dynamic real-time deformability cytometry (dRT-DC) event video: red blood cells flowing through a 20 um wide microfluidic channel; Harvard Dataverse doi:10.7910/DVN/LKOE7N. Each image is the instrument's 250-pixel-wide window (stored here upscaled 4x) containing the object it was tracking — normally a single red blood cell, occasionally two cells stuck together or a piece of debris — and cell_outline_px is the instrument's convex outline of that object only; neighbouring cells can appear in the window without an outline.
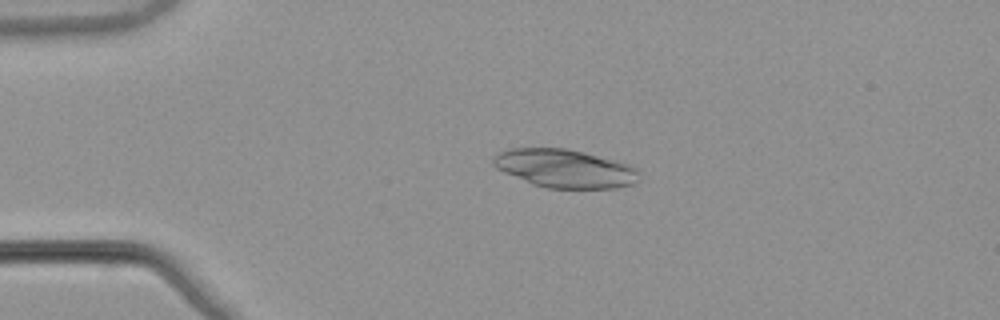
{"species": "common noctule bat (a hibernating species)", "species_latin": "Nyctalus noctula", "temperature_condition": "warm", "stored_images_in_passage": 41, "camera_frame_rate_fps": 3000, "um_per_image_px": 0.085, "animal": {"sex": "male", "body_mass_g": 21.5, "forearm_length_mm": 52.0}, "frame": {"image": 1, "passage_image": 1, "time_ms": 0.0, "image_size_px": [1000, 320], "cell_outline_px": [[640, 180], [632, 184], [616, 188], [548, 188], [532, 184], [504, 172], [496, 168], [492, 164], [492, 156], [496, 152], [512, 148], [564, 148], [584, 152], [628, 164], [636, 168], [640, 172]], "centroid_in_image_um": [47.99, 14.32], "position_along_channel_um": 37.0, "area_um2": 32.71}}